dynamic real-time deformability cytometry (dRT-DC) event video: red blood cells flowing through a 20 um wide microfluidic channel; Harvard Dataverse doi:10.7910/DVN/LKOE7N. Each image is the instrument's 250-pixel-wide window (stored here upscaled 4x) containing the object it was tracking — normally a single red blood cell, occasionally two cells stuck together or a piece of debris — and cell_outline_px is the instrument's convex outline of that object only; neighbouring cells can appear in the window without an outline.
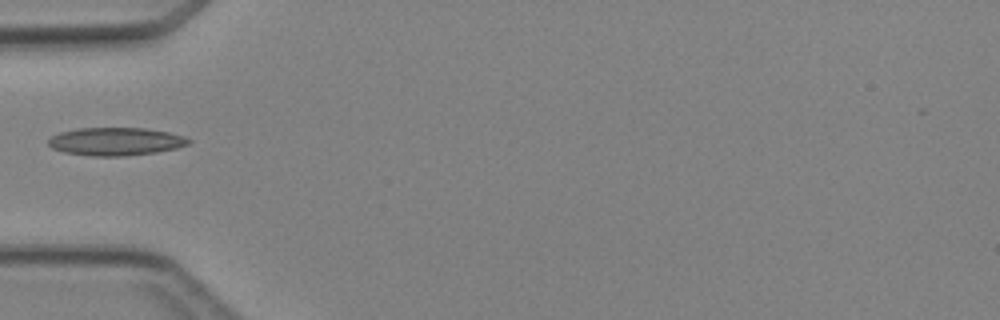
{"species": "Egyptian fruit bat (a non-hibernating species)", "species_latin": "Rousettus aegyptiacus", "temperature_condition": "cold", "stored_images_in_passage": 2, "camera_frame_rate_fps": 3000, "um_per_image_px": 0.085, "animal": {"sex": "female"}, "frame": {"image": 1, "passage_image": 2, "time_ms": 1.0, "image_size_px": [1000, 320], "cell_outline_px": [[192, 140], [188, 144], [176, 148], [156, 152], [124, 156], [92, 156], [64, 152], [52, 148], [48, 144], [48, 140], [52, 136], [60, 132], [76, 128], [144, 128], [168, 132], [184, 136]], "centroid_in_image_um": [9.82, 12.02], "position_along_channel_um": 75.2, "area_um2": 22.83}}